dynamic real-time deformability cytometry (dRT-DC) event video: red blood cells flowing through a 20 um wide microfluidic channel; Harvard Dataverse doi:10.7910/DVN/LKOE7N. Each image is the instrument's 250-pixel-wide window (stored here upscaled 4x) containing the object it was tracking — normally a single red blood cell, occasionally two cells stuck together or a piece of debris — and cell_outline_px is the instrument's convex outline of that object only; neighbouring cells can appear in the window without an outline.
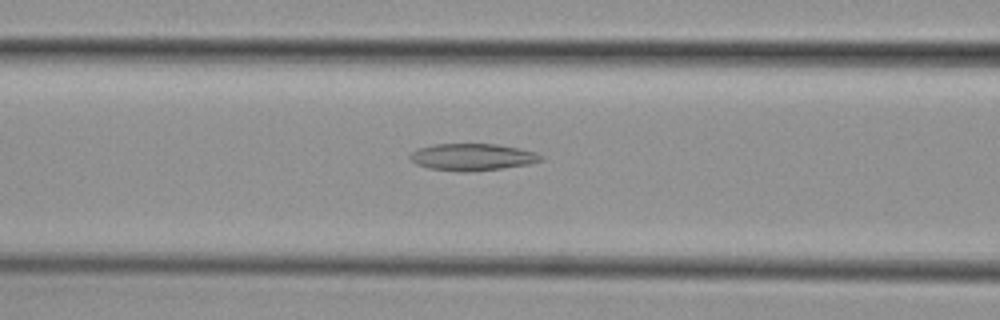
{"species": "common noctule bat (a hibernating species)", "species_latin": "Nyctalus noctula", "temperature_condition": "cold", "stored_images_in_passage": 36, "camera_frame_rate_fps": 3000, "um_per_image_px": 0.085, "animal": {"sex": "female", "body_mass_g": 29.2, "forearm_length_mm": 56.3}, "frame": {"image": 1, "passage_image": 6, "time_ms": 1.667, "image_size_px": [1000, 320], "cell_outline_px": [[544, 160], [528, 164], [500, 168], [464, 172], [460, 172], [428, 168], [416, 164], [408, 156], [416, 148], [436, 144], [496, 144], [520, 148], [536, 152], [544, 156]], "centroid_in_image_um": [40.15, 13.34], "position_along_channel_um": 126.4, "area_um2": 20.58}}
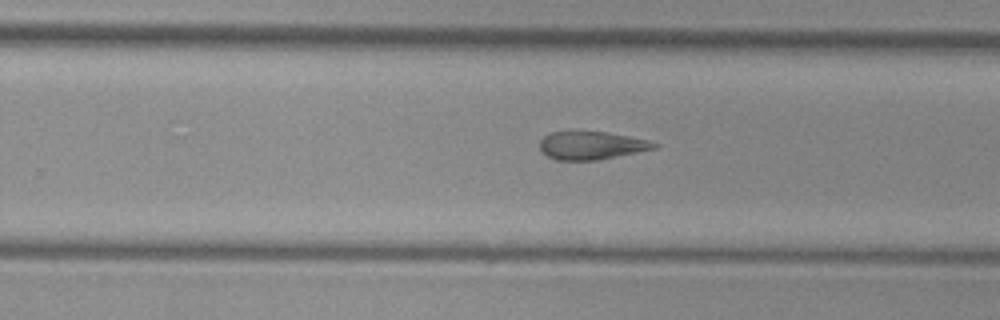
{"frame": {"image": 2, "passage_image": 18, "time_ms": 5.667, "image_size_px": [1000, 320], "cell_outline_px": [[660, 144], [656, 148], [596, 160], [556, 160], [540, 152], [540, 140], [548, 132], [576, 128], [604, 132], [628, 136], [648, 140]], "centroid_in_image_um": [50.18, 12.31], "position_along_channel_um": 279.6, "area_um2": 19.31}}
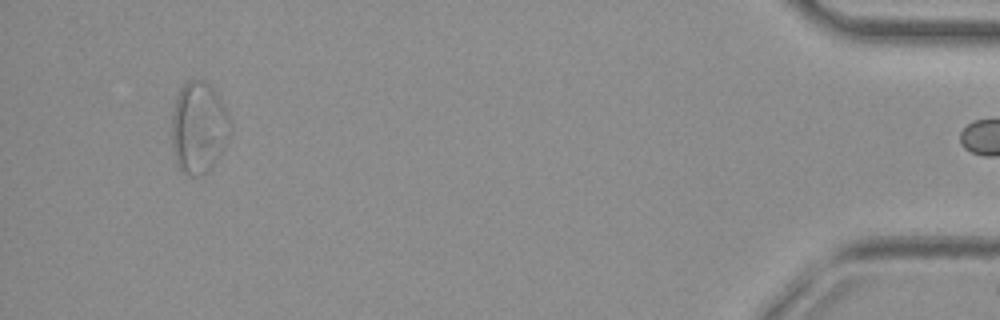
{"frame": {"image": 3, "passage_image": 35, "time_ms": 11.333, "image_size_px": [1000, 320], "cell_outline_px": [[232, 132], [220, 156], [212, 168], [204, 176], [188, 176], [176, 164], [172, 144], [172, 116], [176, 96], [180, 88], [188, 80], [200, 80], [208, 84], [212, 88], [228, 112], [232, 120]], "centroid_in_image_um": [16.92, 10.89], "position_along_channel_um": 418.3, "area_um2": 31.67}, "authors_computed_cell_mechanics": {"area_um2": 20.6346, "velocity_mm_per_s": 3.8311, "shape_relaxation_time_tau1_ms": null, "shape_relaxation_time_tau2_ms": 6.8462, "deformation_change_tau1": null, "deformation_change_tau2": 0.1718}}